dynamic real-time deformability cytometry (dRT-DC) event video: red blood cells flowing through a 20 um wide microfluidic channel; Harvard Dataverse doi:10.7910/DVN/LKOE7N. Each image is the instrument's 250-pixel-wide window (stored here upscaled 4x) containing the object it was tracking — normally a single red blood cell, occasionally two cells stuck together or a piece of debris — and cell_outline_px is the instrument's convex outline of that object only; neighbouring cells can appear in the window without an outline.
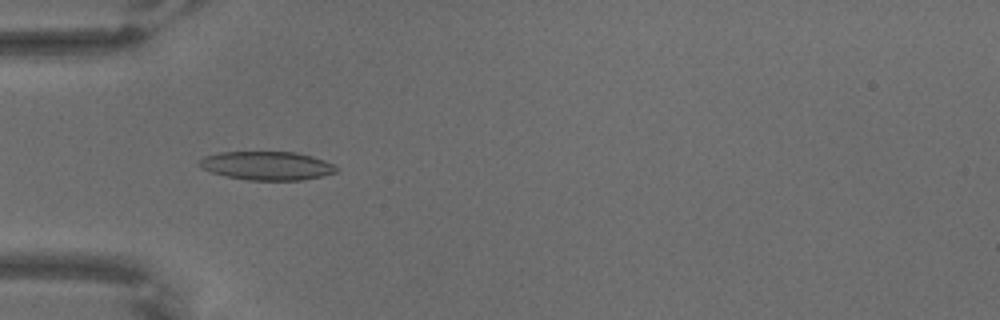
{"species": "common noctule bat (a hibernating species)", "species_latin": "Nyctalus noctula", "temperature_condition": "warm", "stored_images_in_passage": 53, "camera_frame_rate_fps": 3000, "um_per_image_px": 0.085, "animal": {"sex": "male", "body_mass_g": 18.8}, "frame": {"image": 1, "passage_image": 8, "time_ms": 2.333, "image_size_px": [1000, 320], "cell_outline_px": [[340, 168], [336, 172], [320, 176], [300, 180], [248, 180], [228, 176], [212, 172], [200, 168], [196, 164], [204, 156], [220, 152], [296, 152], [312, 156], [324, 160]], "centroid_in_image_um": [22.67, 14.08], "position_along_channel_um": 62.3, "area_um2": 22.77}}
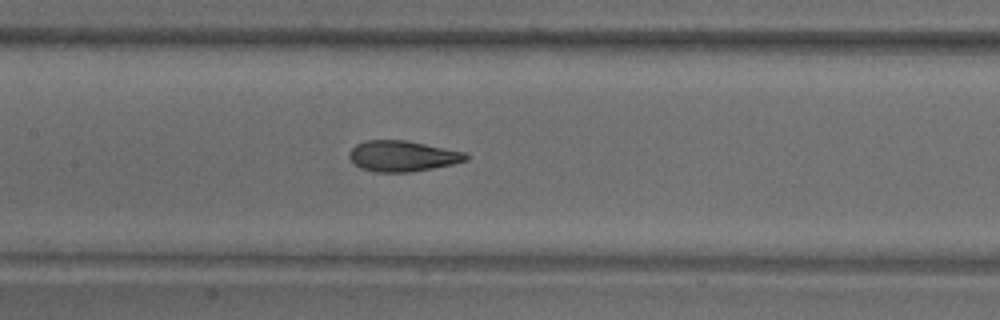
{"frame": {"image": 2, "passage_image": 19, "time_ms": 6.0, "image_size_px": [1000, 320], "cell_outline_px": [[468, 160], [452, 164], [412, 172], [376, 172], [360, 168], [348, 156], [348, 152], [356, 144], [364, 140], [404, 140], [464, 152], [468, 156]], "centroid_in_image_um": [34.17, 13.27], "position_along_channel_um": 173.2, "area_um2": 20.75}}
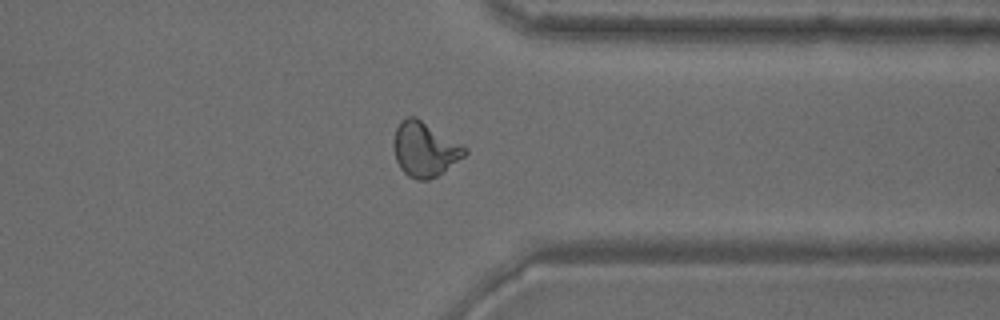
{"frame": {"image": 3, "passage_image": 39, "time_ms": 12.667, "image_size_px": [1000, 320], "cell_outline_px": [[468, 152], [464, 156], [444, 172], [428, 180], [416, 180], [408, 176], [400, 168], [396, 160], [392, 144], [396, 128], [400, 120], [408, 116], [416, 116], [468, 148]], "centroid_in_image_um": [36.09, 12.68], "position_along_channel_um": 375.3, "area_um2": 22.83}}